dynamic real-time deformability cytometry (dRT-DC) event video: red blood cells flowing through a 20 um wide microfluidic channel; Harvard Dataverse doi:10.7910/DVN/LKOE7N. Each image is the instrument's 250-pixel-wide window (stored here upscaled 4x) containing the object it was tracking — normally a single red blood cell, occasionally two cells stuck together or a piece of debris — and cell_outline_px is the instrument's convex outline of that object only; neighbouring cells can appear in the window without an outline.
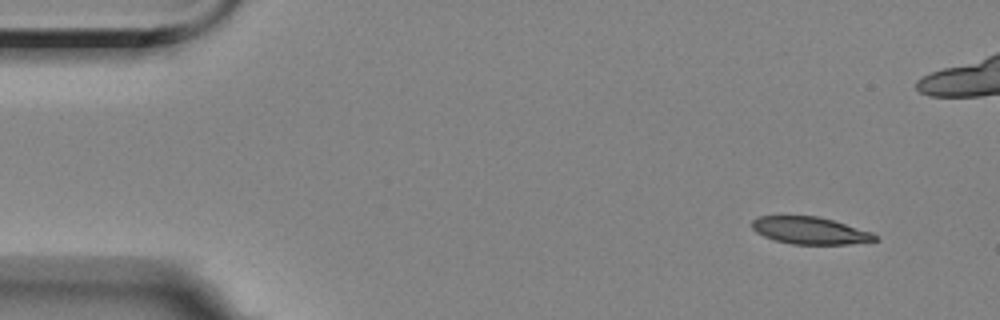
{"species": "Egyptian fruit bat (a non-hibernating species)", "species_latin": "Rousettus aegyptiacus", "temperature_condition": "room temperature", "stored_images_in_passage": 4, "camera_frame_rate_fps": 3000, "um_per_image_px": 0.085, "animal": {"sex": "female"}, "frame": {"image": 1, "passage_image": 1, "time_ms": 0.0, "image_size_px": [1000, 320], "cell_outline_px": [[880, 240], [848, 244], [792, 244], [776, 240], [764, 236], [756, 232], [752, 228], [752, 220], [760, 216], [820, 216], [872, 232], [880, 236]], "centroid_in_image_um": [68.9, 19.59], "position_along_channel_um": 16.1, "area_um2": 19.54}}